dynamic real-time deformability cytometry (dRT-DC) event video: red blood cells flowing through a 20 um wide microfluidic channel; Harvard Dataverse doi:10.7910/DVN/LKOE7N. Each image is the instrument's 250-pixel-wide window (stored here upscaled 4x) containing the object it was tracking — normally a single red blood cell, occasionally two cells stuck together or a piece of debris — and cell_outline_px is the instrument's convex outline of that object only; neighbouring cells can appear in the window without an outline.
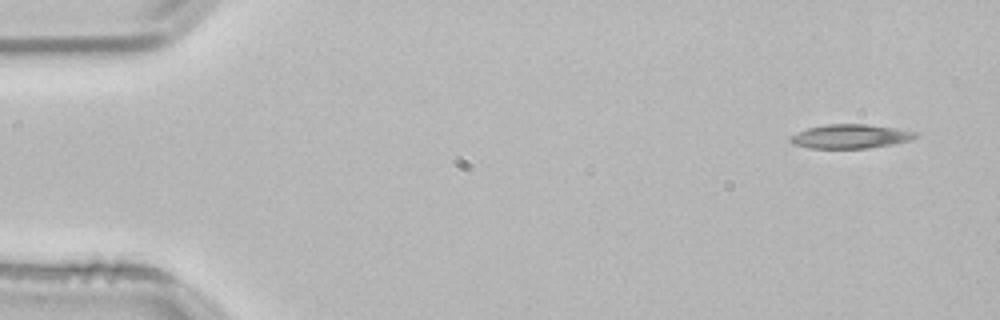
{"species": "common noctule bat (a hibernating species)", "species_latin": "Nyctalus noctula", "temperature_condition": "room temperature", "stored_images_in_passage": 50, "camera_frame_rate_fps": 3000, "um_per_image_px": 0.085, "animal": {"sex": "male", "body_mass_g": 21.5, "forearm_length_mm": 52.0}, "frame": {"image": 1, "passage_image": 1, "time_ms": 0.0, "image_size_px": [1000, 320], "cell_outline_px": [[920, 136], [908, 140], [892, 144], [868, 148], [808, 148], [792, 144], [788, 140], [796, 132], [808, 128], [828, 124], [868, 124], [896, 128], [920, 132]], "centroid_in_image_um": [72.3, 11.59], "position_along_channel_um": 12.7, "area_um2": 17.63}}
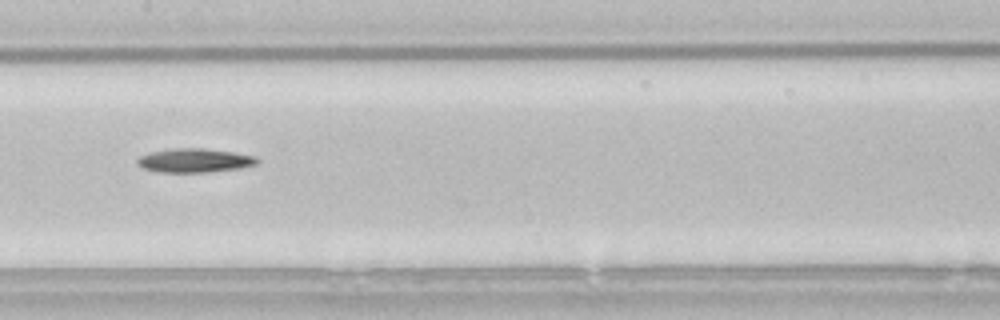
{"frame": {"image": 2, "passage_image": 24, "time_ms": 7.667, "image_size_px": [1000, 320], "cell_outline_px": [[260, 160], [256, 164], [240, 168], [208, 172], [160, 172], [144, 168], [136, 160], [140, 156], [152, 152], [172, 148], [204, 148], [232, 152], [256, 156]], "centroid_in_image_um": [16.58, 13.63], "position_along_channel_um": 190.8, "area_um2": 16.53}}
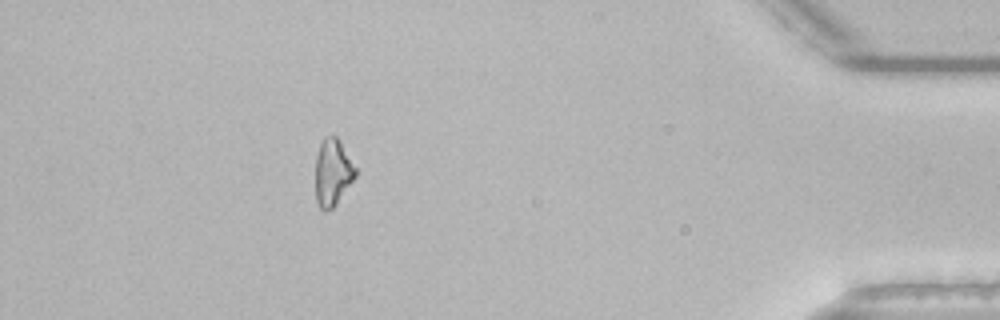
{"frame": {"image": 3, "passage_image": 45, "time_ms": 14.667, "image_size_px": [1000, 320], "cell_outline_px": [[356, 176], [336, 204], [332, 208], [324, 212], [320, 208], [316, 200], [316, 156], [320, 144], [324, 136], [336, 136], [340, 140], [356, 168]], "centroid_in_image_um": [28.27, 14.65], "position_along_channel_um": 406.9, "area_um2": 15.55}, "authors_computed_cell_mechanics": {"area_um2": 16.5308, "velocity_mm_per_s": 3.8516, "shape_relaxation_time_tau1_ms": 6.5572, "shape_relaxation_time_tau2_ms": null, "deformation_change_tau1": 0.1651, "deformation_change_tau2": null}}